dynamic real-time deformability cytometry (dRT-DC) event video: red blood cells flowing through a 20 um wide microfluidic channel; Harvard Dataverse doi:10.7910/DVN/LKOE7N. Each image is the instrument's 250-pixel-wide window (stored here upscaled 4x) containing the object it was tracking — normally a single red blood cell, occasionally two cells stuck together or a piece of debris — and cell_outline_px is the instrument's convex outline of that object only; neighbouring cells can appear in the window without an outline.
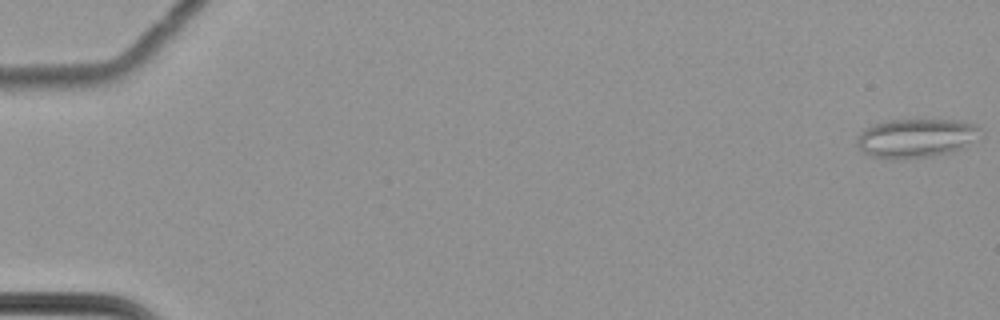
{"species": "common noctule bat (a hibernating species)", "species_latin": "Nyctalus noctula", "temperature_condition": "cold", "stored_images_in_passage": 61, "camera_frame_rate_fps": 3000, "um_per_image_px": 0.085, "animal": {"sex": "female", "body_mass_g": 22.7, "forearm_length_mm": 54.2}, "frame": {"image": 1, "passage_image": 1, "time_ms": 0.0, "image_size_px": [1000, 320], "cell_outline_px": [[984, 136], [964, 148], [932, 156], [872, 156], [864, 152], [856, 144], [856, 140], [860, 132], [864, 128], [876, 124], [892, 120], [960, 120], [976, 124], [980, 128]], "centroid_in_image_um": [77.98, 11.69], "position_along_channel_um": 7.0, "area_um2": 27.51}}
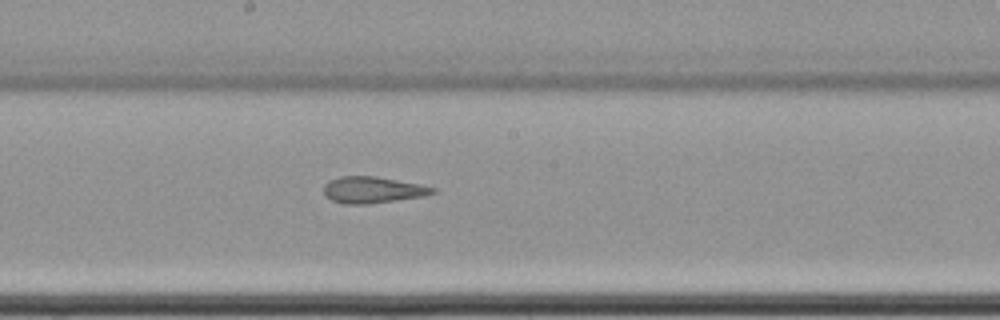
{"frame": {"image": 2, "passage_image": 35, "time_ms": 11.333, "image_size_px": [1000, 320], "cell_outline_px": [[436, 192], [424, 196], [368, 204], [344, 204], [332, 200], [324, 192], [324, 184], [328, 180], [340, 176], [376, 176], [420, 184], [436, 188]], "centroid_in_image_um": [31.67, 16.13], "position_along_channel_um": 216.5, "area_um2": 16.76}}
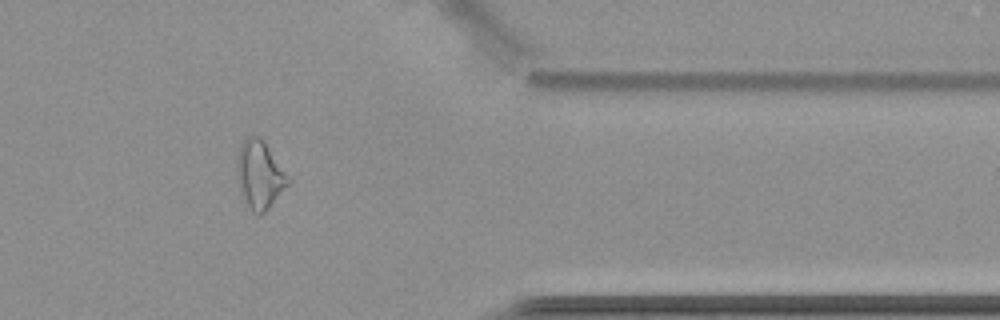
{"frame": {"image": 3, "passage_image": 51, "time_ms": 16.667, "image_size_px": [1000, 320], "cell_outline_px": [[292, 180], [268, 208], [260, 216], [252, 212], [240, 192], [236, 176], [236, 160], [240, 144], [252, 132], [260, 136], [264, 140]], "centroid_in_image_um": [22.05, 14.8], "position_along_channel_um": 389.3, "area_um2": 20.63}, "authors_computed_cell_mechanics": {"area_um2": 20.9814, "velocity_mm_per_s": 3.5187, "shape_relaxation_time_tau1_ms": null, "shape_relaxation_time_tau2_ms": 2.8248, "deformation_change_tau1": null, "deformation_change_tau2": 0.1289}}